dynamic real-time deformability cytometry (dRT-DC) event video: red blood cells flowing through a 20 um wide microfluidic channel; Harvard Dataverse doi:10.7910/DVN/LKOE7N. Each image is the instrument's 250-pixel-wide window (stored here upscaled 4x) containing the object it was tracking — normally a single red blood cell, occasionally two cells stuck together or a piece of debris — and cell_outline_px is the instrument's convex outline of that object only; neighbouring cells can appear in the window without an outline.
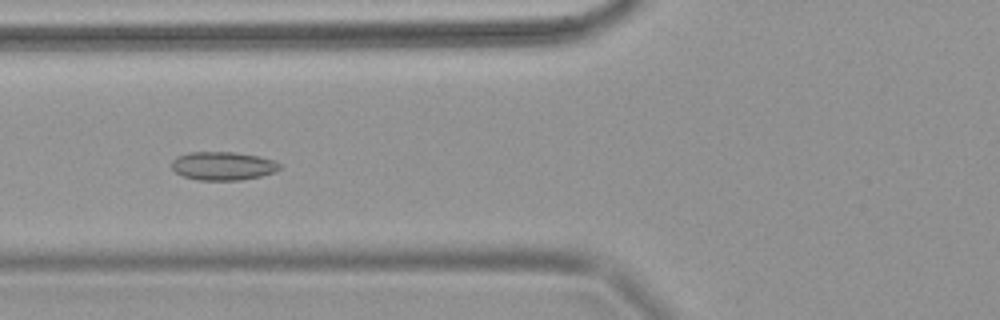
{"species": "common noctule bat (a hibernating species)", "species_latin": "Nyctalus noctula", "temperature_condition": "warm", "stored_images_in_passage": 7, "camera_frame_rate_fps": 3000, "um_per_image_px": 0.085, "animal": {"sex": "female", "body_mass_g": 18.4}, "frame": {"image": 1, "passage_image": 6, "time_ms": 1.667, "image_size_px": [1000, 320], "cell_outline_px": [[280, 168], [276, 172], [260, 176], [240, 180], [200, 180], [184, 176], [176, 172], [172, 168], [172, 160], [176, 156], [188, 152], [236, 152], [260, 156], [272, 160], [280, 164]], "centroid_in_image_um": [18.95, 14.09], "position_along_channel_um": 106.9, "area_um2": 17.92}}